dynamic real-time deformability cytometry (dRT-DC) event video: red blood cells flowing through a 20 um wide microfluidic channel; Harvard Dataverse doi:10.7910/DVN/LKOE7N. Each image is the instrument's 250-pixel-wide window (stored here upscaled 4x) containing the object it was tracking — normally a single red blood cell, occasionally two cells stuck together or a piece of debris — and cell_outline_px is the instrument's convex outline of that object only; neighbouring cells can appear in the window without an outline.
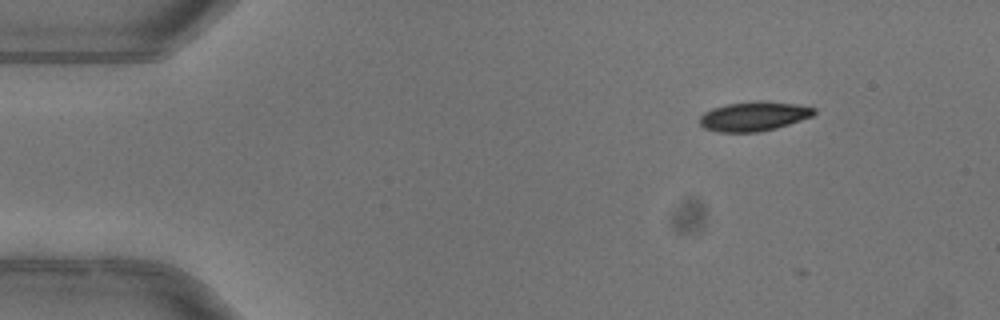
{"species": "common noctule bat (a hibernating species)", "species_latin": "Nyctalus noctula", "temperature_condition": "warm", "stored_images_in_passage": 8, "camera_frame_rate_fps": 3000, "um_per_image_px": 0.085, "animal": {"sex": "female"}, "frame": {"image": 1, "passage_image": 2, "time_ms": 0.333, "image_size_px": [1000, 320], "cell_outline_px": [[816, 112], [812, 116], [776, 128], [756, 132], [720, 132], [704, 128], [700, 124], [700, 116], [704, 112], [712, 108], [728, 104], [760, 100], [796, 104], [816, 108]], "centroid_in_image_um": [64.07, 9.88], "position_along_channel_um": 20.9, "area_um2": 19.48}}